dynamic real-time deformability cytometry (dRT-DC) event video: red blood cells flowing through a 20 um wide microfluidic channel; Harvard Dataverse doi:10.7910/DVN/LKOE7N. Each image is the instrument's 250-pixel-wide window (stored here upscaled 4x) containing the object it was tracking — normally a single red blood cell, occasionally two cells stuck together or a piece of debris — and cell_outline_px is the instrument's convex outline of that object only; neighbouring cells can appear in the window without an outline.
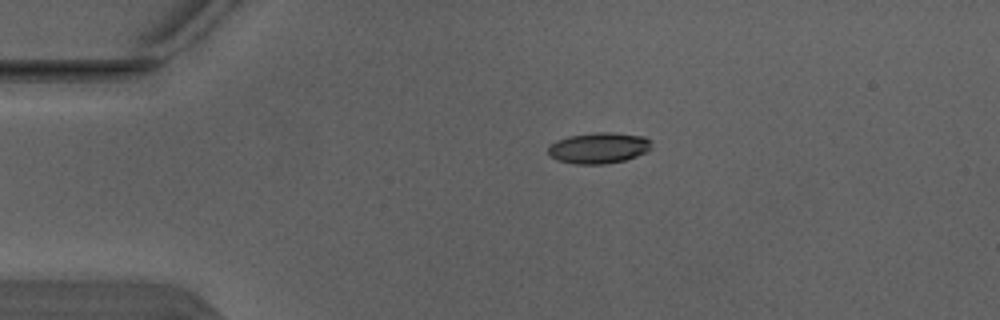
{"species": "Egyptian fruit bat (a non-hibernating species)", "species_latin": "Rousettus aegyptiacus", "temperature_condition": "warm", "stored_images_in_passage": 4, "camera_frame_rate_fps": 3000, "um_per_image_px": 0.085, "animal": {"sex": "male"}, "frame": {"image": 1, "passage_image": 4, "time_ms": 1.0, "image_size_px": [1000, 320], "cell_outline_px": [[652, 148], [648, 152], [624, 160], [604, 164], [576, 164], [556, 160], [548, 152], [548, 144], [556, 140], [568, 136], [596, 132], [612, 132], [644, 136], [652, 140]], "centroid_in_image_um": [50.91, 12.56], "position_along_channel_um": 34.1, "area_um2": 18.9}}